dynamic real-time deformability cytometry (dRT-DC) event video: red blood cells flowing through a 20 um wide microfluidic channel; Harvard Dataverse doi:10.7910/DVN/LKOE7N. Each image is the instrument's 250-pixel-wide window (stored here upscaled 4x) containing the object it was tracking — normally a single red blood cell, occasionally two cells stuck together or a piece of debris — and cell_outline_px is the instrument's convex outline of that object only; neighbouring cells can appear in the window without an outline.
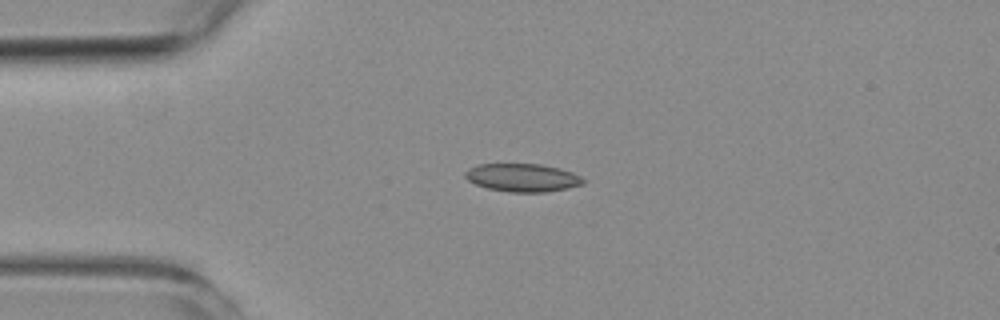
{"species": "common noctule bat (a hibernating species)", "species_latin": "Nyctalus noctula", "temperature_condition": "room temperature", "stored_images_in_passage": 6, "camera_frame_rate_fps": 3000, "um_per_image_px": 0.085, "animal": {"sex": "female", "body_mass_g": 19.3, "forearm_length_mm": 54.1}, "frame": {"image": 1, "passage_image": 2, "time_ms": 1.0, "image_size_px": [1000, 320], "cell_outline_px": [[584, 184], [568, 188], [544, 192], [508, 192], [488, 188], [476, 184], [468, 180], [464, 176], [464, 172], [468, 168], [476, 164], [540, 164], [560, 168], [572, 172], [580, 176], [584, 180]], "centroid_in_image_um": [44.4, 15.09], "position_along_channel_um": 40.6, "area_um2": 19.36}}
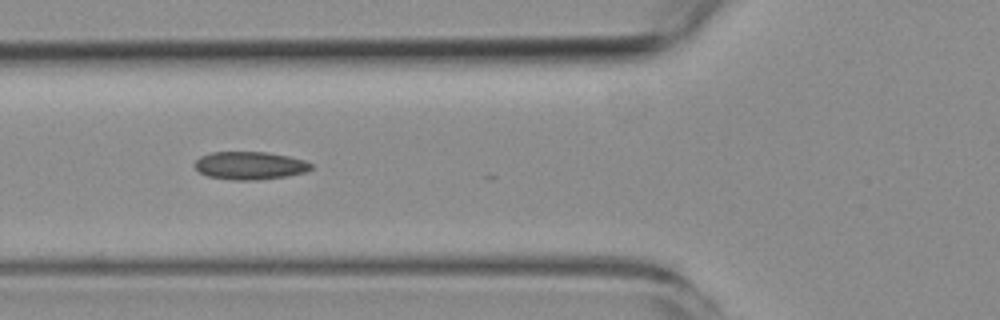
{"frame": {"image": 2, "passage_image": 4, "time_ms": 3.333, "image_size_px": [1000, 320], "cell_outline_px": [[312, 168], [304, 172], [288, 176], [260, 180], [232, 180], [208, 176], [200, 172], [192, 164], [200, 156], [212, 152], [268, 152], [288, 156], [304, 160], [312, 164]], "centroid_in_image_um": [21.23, 14.07], "position_along_channel_um": 104.6, "area_um2": 19.02}}
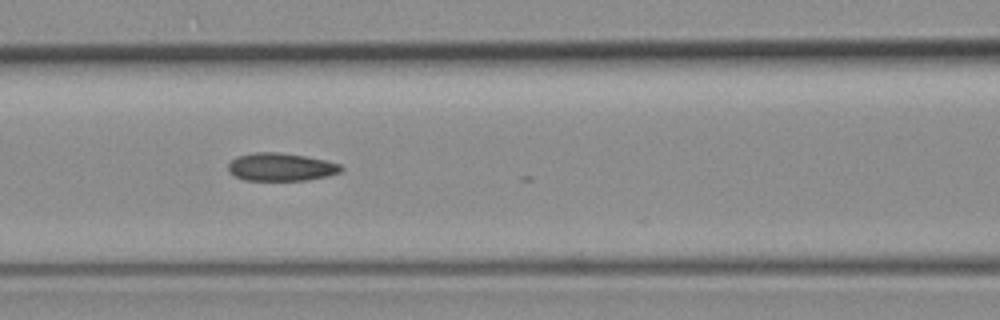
{"frame": {"image": 3, "passage_image": 5, "time_ms": 4.333, "image_size_px": [1000, 320], "cell_outline_px": [[344, 168], [340, 172], [328, 176], [308, 180], [244, 180], [228, 172], [228, 164], [236, 156], [252, 152], [276, 152], [304, 156], [324, 160], [340, 164]], "centroid_in_image_um": [23.86, 14.19], "position_along_channel_um": 142.7, "area_um2": 18.38}}